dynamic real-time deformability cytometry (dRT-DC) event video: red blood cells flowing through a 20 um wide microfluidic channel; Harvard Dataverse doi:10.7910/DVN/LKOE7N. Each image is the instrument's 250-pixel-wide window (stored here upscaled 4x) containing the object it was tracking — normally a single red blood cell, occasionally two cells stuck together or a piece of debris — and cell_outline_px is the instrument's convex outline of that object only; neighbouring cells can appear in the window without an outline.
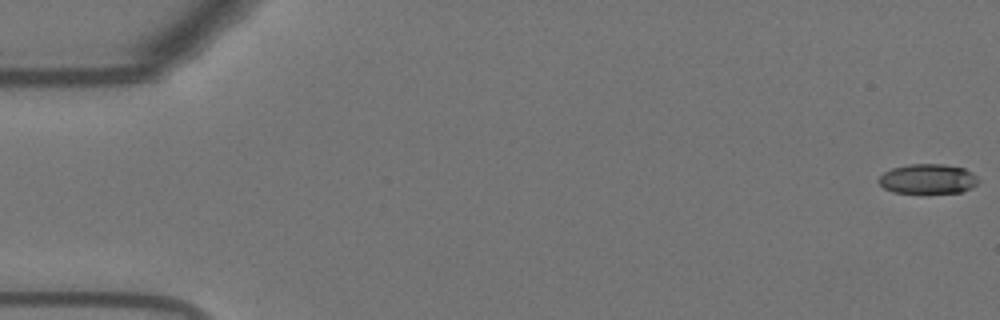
{"species": "Egyptian fruit bat (a non-hibernating species)", "species_latin": "Rousettus aegyptiacus", "temperature_condition": "warm", "stored_images_in_passage": 56, "camera_frame_rate_fps": 3000, "um_per_image_px": 0.085, "animal": {"sex": "female"}, "frame": {"image": 1, "passage_image": 1, "time_ms": 0.0, "image_size_px": [1000, 320], "cell_outline_px": [[980, 180], [976, 184], [960, 192], [892, 192], [884, 188], [876, 180], [884, 172], [892, 168], [908, 164], [944, 164], [964, 168], [972, 172]], "centroid_in_image_um": [78.84, 15.19], "position_along_channel_um": 6.2, "area_um2": 17.11}}
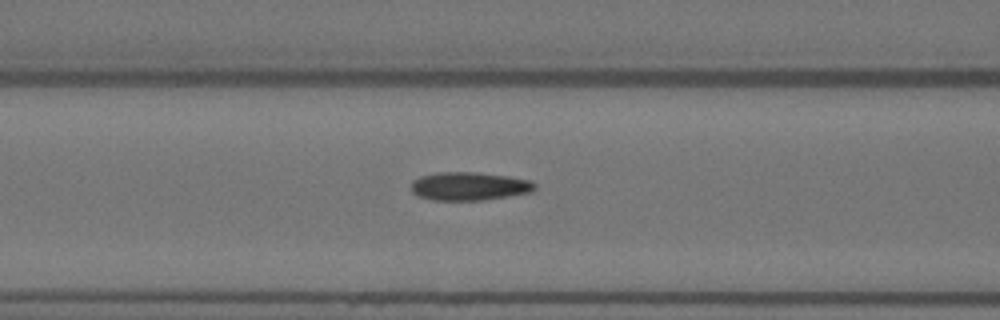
{"frame": {"image": 2, "passage_image": 23, "time_ms": 7.333, "image_size_px": [1000, 320], "cell_outline_px": [[536, 188], [532, 192], [480, 200], [432, 200], [420, 196], [412, 192], [412, 180], [420, 176], [440, 172], [476, 172], [508, 176], [528, 180], [536, 184]], "centroid_in_image_um": [39.87, 15.82], "position_along_channel_um": 126.7, "area_um2": 20.23}}
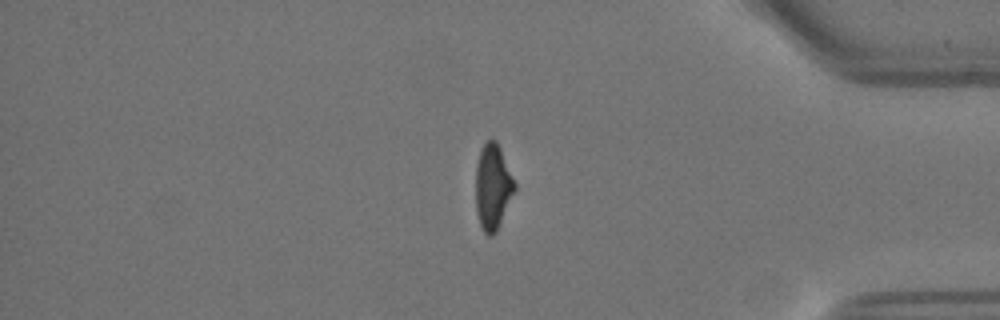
{"frame": {"image": 3, "passage_image": 47, "time_ms": 15.333, "image_size_px": [1000, 320], "cell_outline_px": [[516, 188], [496, 232], [492, 236], [488, 236], [484, 232], [480, 224], [476, 212], [476, 164], [480, 148], [488, 140], [496, 140], [500, 148], [516, 184]], "centroid_in_image_um": [41.87, 15.88], "position_along_channel_um": 393.3, "area_um2": 19.31}, "authors_computed_cell_mechanics": {"area_um2": 19.7098, "velocity_mm_per_s": 3.6776, "shape_relaxation_time_tau1_ms": 10.5872, "shape_relaxation_time_tau2_ms": 1.6482, "deformation_change_tau1": 0.2939, "deformation_change_tau2": 0.0862}}